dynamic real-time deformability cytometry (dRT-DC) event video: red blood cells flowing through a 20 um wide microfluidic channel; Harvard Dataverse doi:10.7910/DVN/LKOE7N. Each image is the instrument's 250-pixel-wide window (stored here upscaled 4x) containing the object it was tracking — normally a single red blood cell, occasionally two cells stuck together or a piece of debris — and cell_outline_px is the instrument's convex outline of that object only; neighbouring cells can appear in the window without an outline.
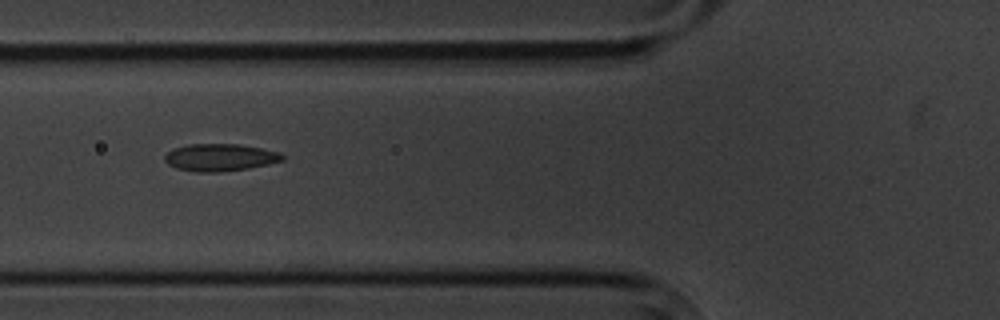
{"species": "common noctule bat (a hibernating species)", "species_latin": "Nyctalus noctula", "temperature_condition": "cold", "stored_images_in_passage": 15, "camera_frame_rate_fps": 3000, "um_per_image_px": 0.085, "animal": {"sex": "male", "body_mass_g": 20.1, "forearm_length_mm": 53.5}, "frame": {"image": 1, "passage_image": 6, "time_ms": 6.333, "image_size_px": [1000, 320], "cell_outline_px": [[284, 160], [268, 164], [248, 168], [220, 172], [196, 172], [176, 168], [168, 164], [164, 160], [164, 156], [172, 148], [188, 144], [240, 144], [280, 152], [284, 156]], "centroid_in_image_um": [18.68, 13.38], "position_along_channel_um": 107.1, "area_um2": 18.79}}
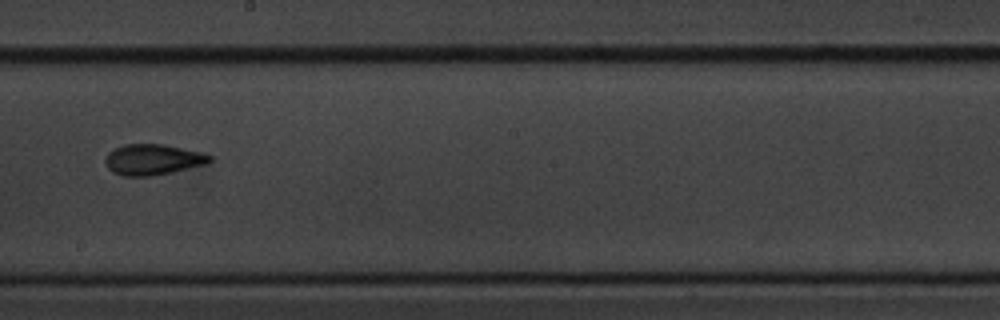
{"frame": {"image": 2, "passage_image": 9, "time_ms": 10.0, "image_size_px": [1000, 320], "cell_outline_px": [[212, 160], [208, 164], [172, 172], [148, 176], [124, 176], [112, 172], [108, 168], [104, 160], [108, 152], [112, 148], [124, 144], [164, 144], [200, 152], [212, 156]], "centroid_in_image_um": [12.97, 13.56], "position_along_channel_um": 235.2, "area_um2": 18.84}}
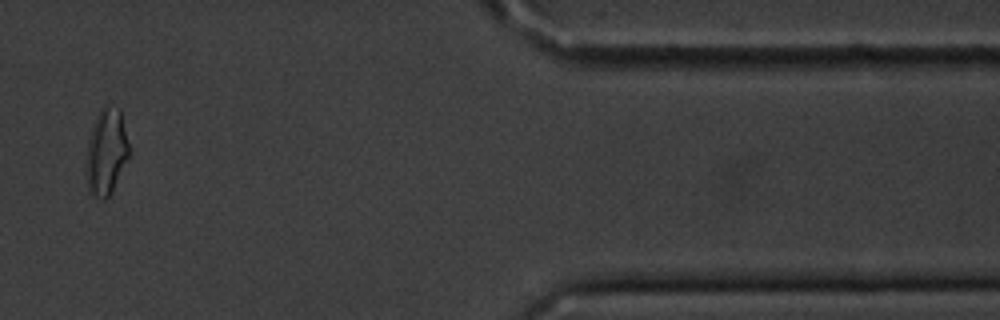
{"frame": {"image": 3, "passage_image": 14, "time_ms": 16.0, "image_size_px": [1000, 320], "cell_outline_px": [[132, 152], [112, 192], [104, 200], [88, 192], [88, 140], [96, 116], [100, 108], [104, 104], [120, 108]], "centroid_in_image_um": [9.11, 12.86], "position_along_channel_um": 402.3, "area_um2": 21.62}, "authors_computed_cell_mechanics": {"area_um2": 18.3804, "velocity_mm_per_s": 3.4904, "shape_relaxation_time_tau1_ms": 10.1224, "shape_relaxation_time_tau2_ms": 3.8636, "deformation_change_tau1": 0.2267, "deformation_change_tau2": 0.1034}}